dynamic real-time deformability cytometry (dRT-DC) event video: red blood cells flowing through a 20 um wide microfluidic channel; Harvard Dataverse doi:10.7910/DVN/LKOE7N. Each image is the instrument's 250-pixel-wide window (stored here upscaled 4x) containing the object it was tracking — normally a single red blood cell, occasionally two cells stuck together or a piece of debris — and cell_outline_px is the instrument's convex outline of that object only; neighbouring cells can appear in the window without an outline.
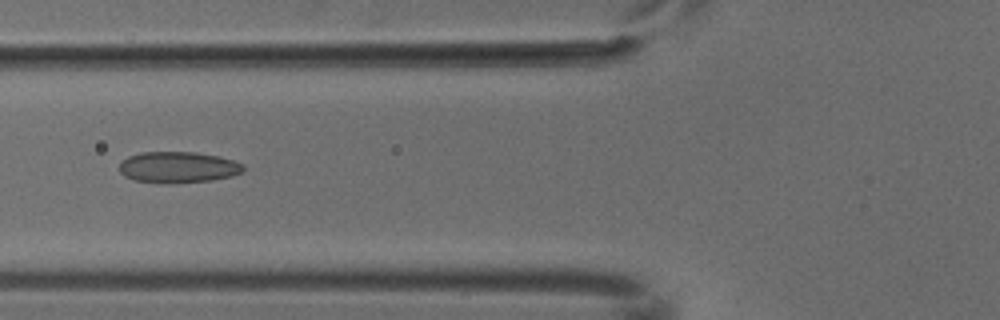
{"species": "common noctule bat (a hibernating species)", "species_latin": "Nyctalus noctula", "temperature_condition": "cold", "stored_images_in_passage": 5, "camera_frame_rate_fps": 3000, "um_per_image_px": 0.085, "animal": {"sex": "male", "body_mass_g": 18.8}, "frame": {"image": 1, "passage_image": 5, "time_ms": 1.333, "image_size_px": [1000, 320], "cell_outline_px": [[244, 172], [232, 176], [212, 180], [168, 184], [164, 184], [136, 180], [124, 176], [120, 172], [120, 164], [128, 156], [140, 152], [196, 152], [216, 156], [232, 160], [244, 164]], "centroid_in_image_um": [15.15, 14.22], "position_along_channel_um": 110.7, "area_um2": 22.6}}